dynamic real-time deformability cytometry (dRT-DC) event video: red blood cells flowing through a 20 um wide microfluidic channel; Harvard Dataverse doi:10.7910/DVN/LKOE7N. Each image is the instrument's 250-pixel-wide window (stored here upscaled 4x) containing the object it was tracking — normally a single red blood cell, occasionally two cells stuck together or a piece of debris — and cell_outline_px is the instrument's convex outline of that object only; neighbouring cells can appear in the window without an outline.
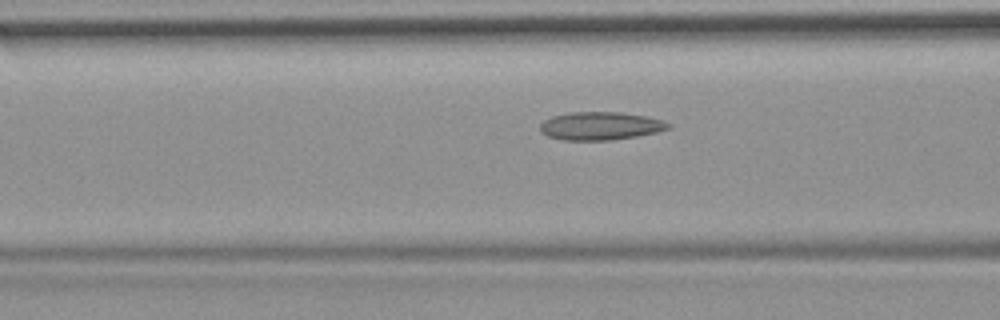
{"species": "common noctule bat (a hibernating species)", "species_latin": "Nyctalus noctula", "temperature_condition": "room temperature", "stored_images_in_passage": 35, "camera_frame_rate_fps": 3000, "um_per_image_px": 0.085, "animal": {"sex": "female", "body_mass_g": 19.9}, "frame": {"image": 1, "passage_image": 12, "time_ms": 3.667, "image_size_px": [1000, 320], "cell_outline_px": [[672, 124], [668, 128], [656, 132], [636, 136], [612, 140], [560, 140], [548, 136], [540, 132], [540, 124], [544, 120], [552, 116], [568, 112], [624, 112], [648, 116]], "centroid_in_image_um": [51.0, 10.7], "position_along_channel_um": 115.6, "area_um2": 21.1}}
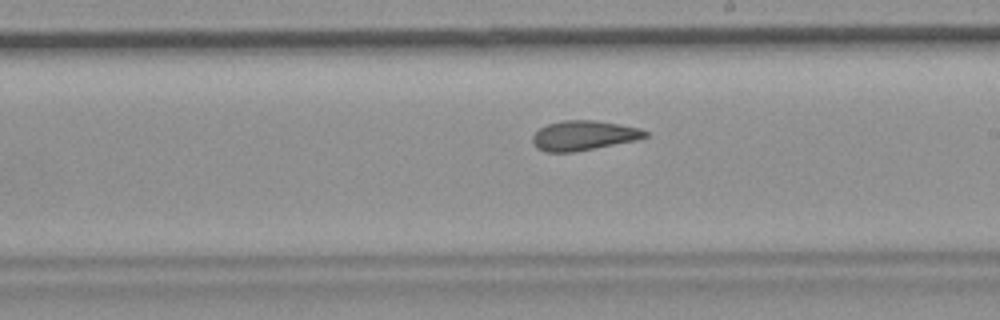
{"frame": {"image": 2, "passage_image": 22, "time_ms": 7.0, "image_size_px": [1000, 320], "cell_outline_px": [[648, 136], [636, 140], [576, 152], [544, 152], [536, 148], [532, 140], [532, 136], [540, 128], [548, 124], [560, 120], [596, 120], [640, 128], [648, 132]], "centroid_in_image_um": [49.59, 11.52], "position_along_channel_um": 239.4, "area_um2": 19.59}}
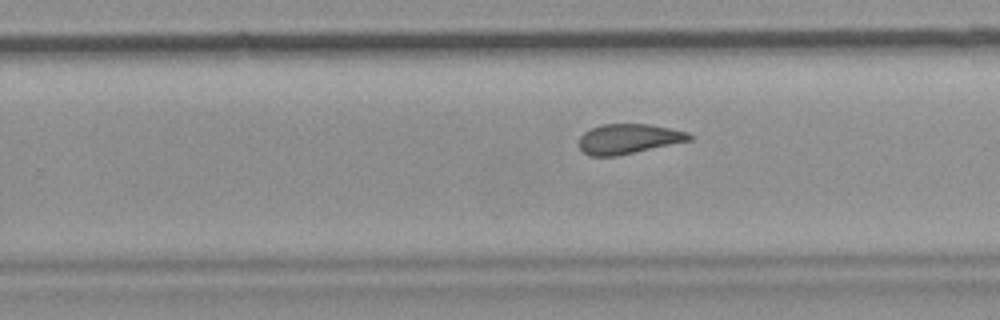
{"frame": {"image": 3, "passage_image": 25, "time_ms": 8.0, "image_size_px": [1000, 320], "cell_outline_px": [[692, 140], [616, 156], [588, 156], [580, 148], [580, 136], [584, 132], [600, 124], [648, 124], [672, 128], [688, 132], [692, 136]], "centroid_in_image_um": [53.43, 11.8], "position_along_channel_um": 276.4, "area_um2": 19.19}}